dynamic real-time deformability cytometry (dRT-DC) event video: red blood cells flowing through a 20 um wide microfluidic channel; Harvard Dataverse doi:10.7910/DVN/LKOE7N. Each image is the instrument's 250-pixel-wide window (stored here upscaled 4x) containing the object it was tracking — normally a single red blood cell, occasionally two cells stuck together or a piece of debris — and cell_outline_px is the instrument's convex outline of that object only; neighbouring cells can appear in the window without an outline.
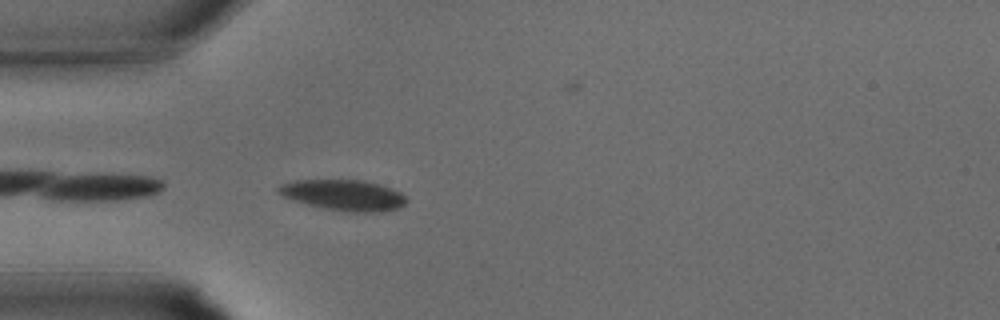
{"species": "common noctule bat (a hibernating species)", "species_latin": "Nyctalus noctula", "temperature_condition": "warm", "stored_images_in_passage": 23, "camera_frame_rate_fps": 3000, "um_per_image_px": 0.085, "animal": {"sex": "male", "body_mass_g": 15.6}, "frame": {"image": 1, "passage_image": 2, "time_ms": 0.333, "image_size_px": [1000, 320], "cell_outline_px": [[408, 200], [404, 204], [396, 208], [380, 212], [348, 212], [308, 204], [284, 196], [276, 188], [280, 184], [296, 180], [364, 180], [380, 184], [392, 188], [400, 192]], "centroid_in_image_um": [29.25, 16.57], "position_along_channel_um": 55.7, "area_um2": 22.6}}
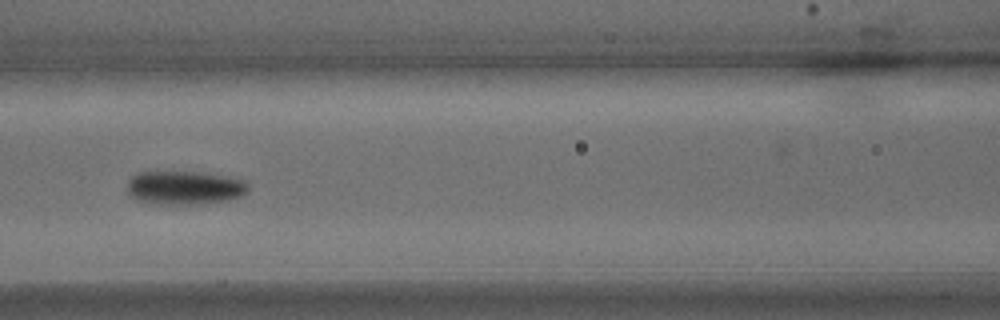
{"frame": {"image": 2, "passage_image": 7, "time_ms": 2.0, "image_size_px": [1000, 320], "cell_outline_px": [[248, 188], [240, 196], [228, 200], [204, 204], [148, 204], [136, 200], [128, 192], [128, 180], [132, 176], [140, 172], [200, 172], [224, 176], [244, 180], [248, 184]], "centroid_in_image_um": [15.65, 15.97], "position_along_channel_um": 150.9, "area_um2": 23.76}}
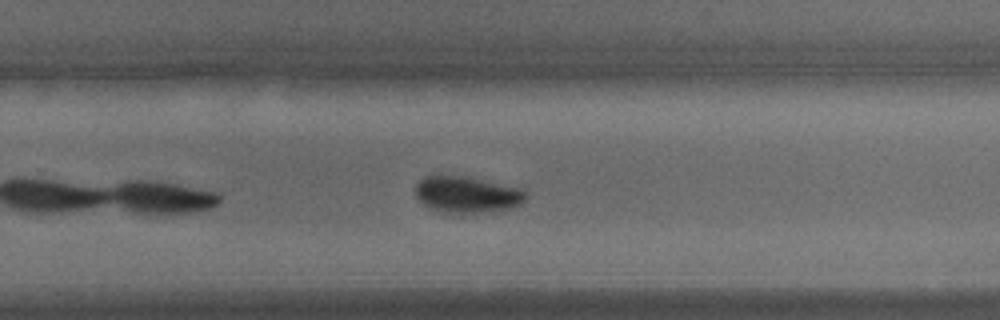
{"frame": {"image": 3, "passage_image": 14, "time_ms": 4.333, "image_size_px": [1000, 320], "cell_outline_px": [[524, 200], [520, 204], [508, 208], [460, 216], [436, 212], [428, 208], [416, 196], [416, 184], [424, 176], [440, 172], [464, 176], [520, 188], [524, 192]], "centroid_in_image_um": [39.56, 16.54], "position_along_channel_um": 290.2, "area_um2": 24.16}}